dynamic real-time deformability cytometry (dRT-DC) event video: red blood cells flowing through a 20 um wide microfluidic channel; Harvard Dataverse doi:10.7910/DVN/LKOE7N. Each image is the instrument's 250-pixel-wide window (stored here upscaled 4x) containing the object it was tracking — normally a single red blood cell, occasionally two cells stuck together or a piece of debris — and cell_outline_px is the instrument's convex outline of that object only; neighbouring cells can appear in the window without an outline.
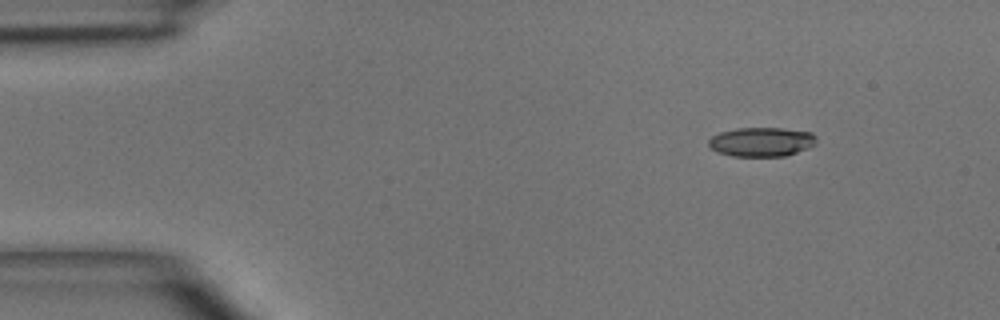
{"species": "common noctule bat (a hibernating species)", "species_latin": "Nyctalus noctula", "temperature_condition": "room temperature", "stored_images_in_passage": 3, "camera_frame_rate_fps": 3000, "um_per_image_px": 0.085, "animal": {"sex": "male", "body_mass_g": 15.6}, "frame": {"image": 1, "passage_image": 1, "time_ms": 0.0, "image_size_px": [1000, 320], "cell_outline_px": [[816, 144], [808, 148], [784, 156], [732, 156], [716, 152], [708, 144], [708, 140], [712, 136], [720, 132], [736, 128], [780, 128], [812, 132], [816, 136]], "centroid_in_image_um": [64.72, 12.05], "position_along_channel_um": 20.3, "area_um2": 18.38}}